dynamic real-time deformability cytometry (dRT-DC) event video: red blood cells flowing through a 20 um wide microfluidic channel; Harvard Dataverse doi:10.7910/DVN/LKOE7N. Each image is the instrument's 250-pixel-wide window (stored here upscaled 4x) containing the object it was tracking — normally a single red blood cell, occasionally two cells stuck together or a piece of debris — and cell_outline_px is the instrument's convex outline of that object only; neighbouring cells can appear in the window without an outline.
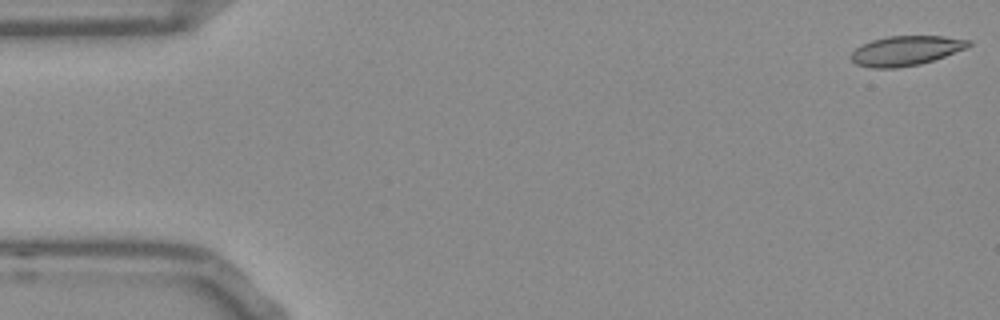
{"species": "Egyptian fruit bat (a non-hibernating species)", "species_latin": "Rousettus aegyptiacus", "temperature_condition": "room temperature", "stored_images_in_passage": 14, "camera_frame_rate_fps": 3000, "um_per_image_px": 0.085, "frame": {"image": 1, "passage_image": 1, "time_ms": 0.0, "image_size_px": [1000, 320], "cell_outline_px": [[972, 44], [964, 48], [944, 56], [920, 64], [892, 68], [872, 68], [856, 64], [848, 56], [860, 44], [872, 40], [888, 36], [944, 36], [972, 40]], "centroid_in_image_um": [76.95, 4.3], "position_along_channel_um": 8.0, "area_um2": 20.23}}
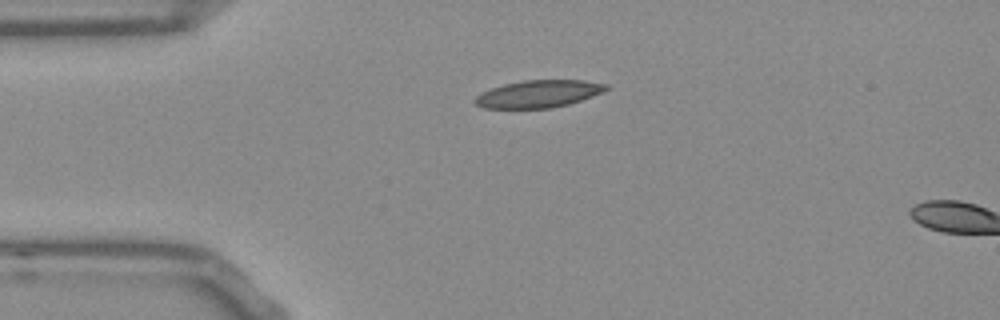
{"frame": {"image": 2, "passage_image": 12, "time_ms": 3.667, "image_size_px": [1000, 320], "cell_outline_px": [[608, 88], [592, 96], [568, 104], [552, 108], [484, 108], [476, 104], [472, 100], [476, 96], [492, 88], [504, 84], [524, 80], [584, 80], [608, 84]], "centroid_in_image_um": [45.76, 7.98], "position_along_channel_um": 39.2, "area_um2": 20.69}}